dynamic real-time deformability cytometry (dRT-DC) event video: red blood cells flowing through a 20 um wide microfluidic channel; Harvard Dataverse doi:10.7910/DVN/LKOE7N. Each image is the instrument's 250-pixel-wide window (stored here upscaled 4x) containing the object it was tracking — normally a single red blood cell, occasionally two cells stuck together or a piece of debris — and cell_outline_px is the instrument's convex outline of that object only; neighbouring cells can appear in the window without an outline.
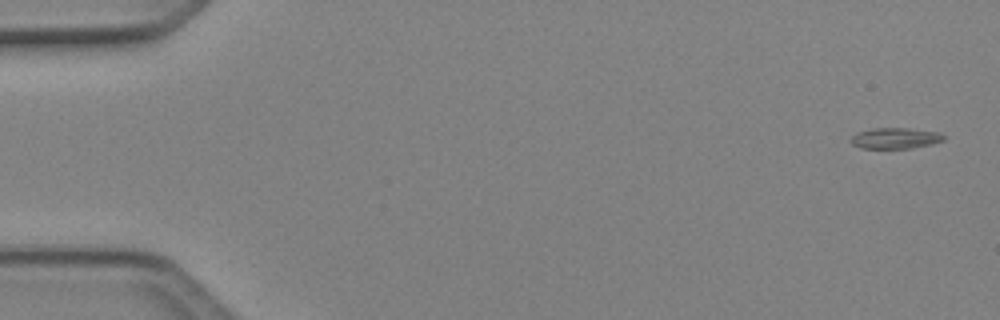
{"species": "Egyptian fruit bat (a non-hibernating species)", "species_latin": "Rousettus aegyptiacus", "temperature_condition": "cold", "stored_images_in_passage": 6, "camera_frame_rate_fps": 3000, "um_per_image_px": 0.085, "animal": {"sex": "female"}, "frame": {"image": 1, "passage_image": 1, "time_ms": 0.0, "image_size_px": [1000, 320], "cell_outline_px": [[944, 140], [932, 144], [912, 148], [860, 148], [852, 144], [848, 140], [856, 132], [872, 128], [908, 128], [936, 132], [944, 136]], "centroid_in_image_um": [76.03, 11.75], "position_along_channel_um": 9.0, "area_um2": 11.33}}
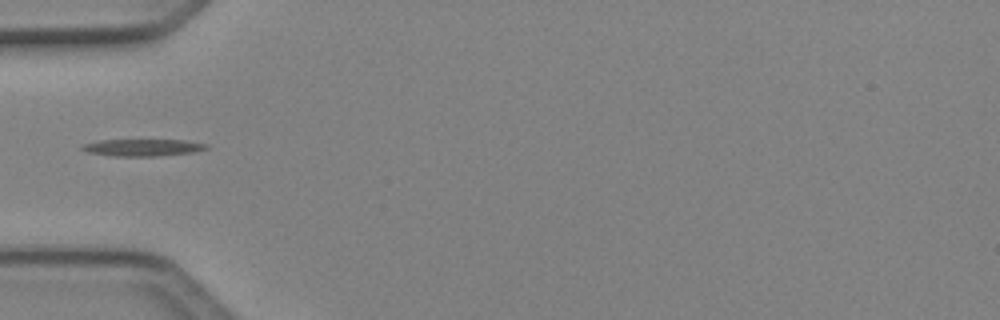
{"frame": {"image": 2, "passage_image": 5, "time_ms": 1.333, "image_size_px": [1000, 320], "cell_outline_px": [[208, 148], [196, 152], [160, 156], [112, 156], [88, 152], [80, 148], [84, 144], [100, 140], [184, 140], [208, 144]], "centroid_in_image_um": [12.17, 12.54], "position_along_channel_um": 72.8, "area_um2": 12.31}}
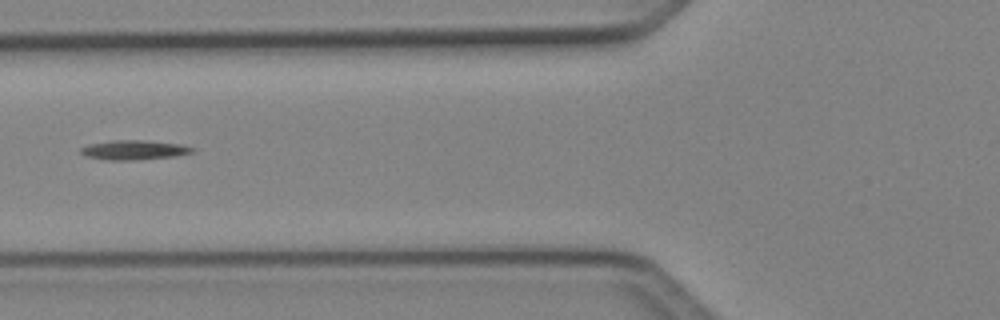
{"frame": {"image": 3, "passage_image": 6, "time_ms": 1.667, "image_size_px": [1000, 320], "cell_outline_px": [[192, 152], [172, 156], [132, 160], [108, 160], [88, 156], [80, 152], [80, 148], [88, 144], [112, 140], [140, 140], [180, 144], [192, 148]], "centroid_in_image_um": [11.31, 12.74], "position_along_channel_um": 114.5, "area_um2": 12.31}}